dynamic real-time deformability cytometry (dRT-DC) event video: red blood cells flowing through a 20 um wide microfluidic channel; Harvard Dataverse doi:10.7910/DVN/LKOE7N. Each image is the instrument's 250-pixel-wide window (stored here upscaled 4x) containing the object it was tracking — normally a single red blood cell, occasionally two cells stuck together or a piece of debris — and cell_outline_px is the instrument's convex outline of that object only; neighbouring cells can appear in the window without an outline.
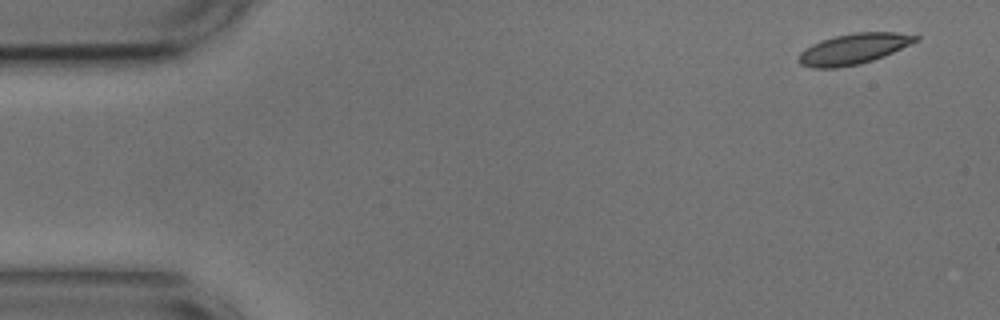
{"species": "common noctule bat (a hibernating species)", "species_latin": "Nyctalus noctula", "temperature_condition": "cold", "stored_images_in_passage": 5, "camera_frame_rate_fps": 3000, "um_per_image_px": 0.085, "animal": {"sex": "male", "body_mass_g": 17.9, "forearm_length_mm": 54.2}, "frame": {"image": 1, "passage_image": 1, "time_ms": 0.0, "image_size_px": [1000, 320], "cell_outline_px": [[920, 40], [884, 56], [860, 64], [836, 68], [812, 68], [800, 64], [796, 60], [800, 52], [804, 48], [820, 40], [836, 36], [856, 32], [896, 32], [920, 36]], "centroid_in_image_um": [72.53, 4.16], "position_along_channel_um": 12.5, "area_um2": 21.04}}
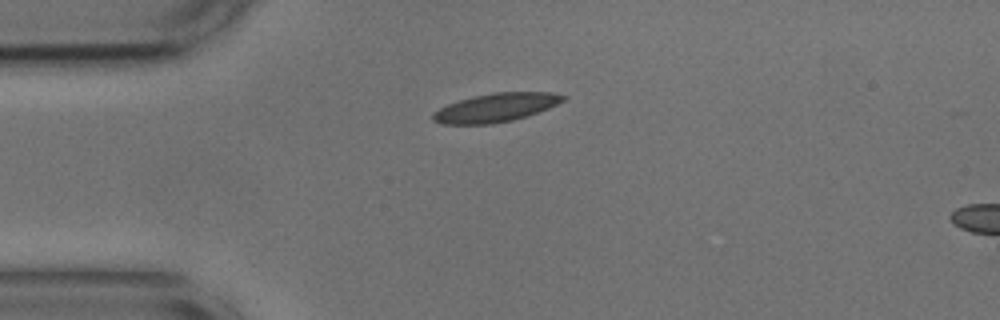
{"frame": {"image": 2, "passage_image": 4, "time_ms": 1.0, "image_size_px": [1000, 320], "cell_outline_px": [[568, 96], [564, 100], [548, 108], [528, 116], [512, 120], [492, 124], [440, 124], [432, 120], [432, 112], [448, 104], [472, 96], [492, 92], [552, 92]], "centroid_in_image_um": [42.13, 9.14], "position_along_channel_um": 42.9, "area_um2": 21.79}}